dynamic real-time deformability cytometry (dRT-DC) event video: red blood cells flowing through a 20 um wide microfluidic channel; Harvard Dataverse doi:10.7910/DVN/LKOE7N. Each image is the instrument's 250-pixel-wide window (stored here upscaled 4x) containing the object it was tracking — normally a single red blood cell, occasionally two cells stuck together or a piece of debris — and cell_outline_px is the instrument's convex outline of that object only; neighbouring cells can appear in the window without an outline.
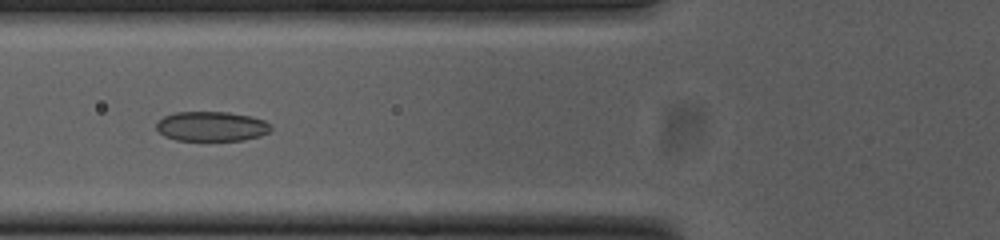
{"species": "common noctule bat (a hibernating species)", "species_latin": "Nyctalus noctula", "temperature_condition": "cold", "stored_images_in_passage": 52, "camera_frame_rate_fps": 3000, "um_per_image_px": 0.085, "animal": {"sex": "female", "body_mass_g": 23.0, "forearm_length_mm": 53.4}, "frame": {"image": 1, "passage_image": 19, "time_ms": 6.0, "image_size_px": [1000, 240], "cell_outline_px": [[272, 128], [268, 132], [260, 136], [244, 140], [176, 140], [164, 136], [156, 128], [156, 124], [164, 116], [176, 112], [228, 112], [252, 116], [264, 120], [272, 124]], "centroid_in_image_um": [18.01, 10.74], "position_along_channel_um": 107.8, "area_um2": 19.88}}
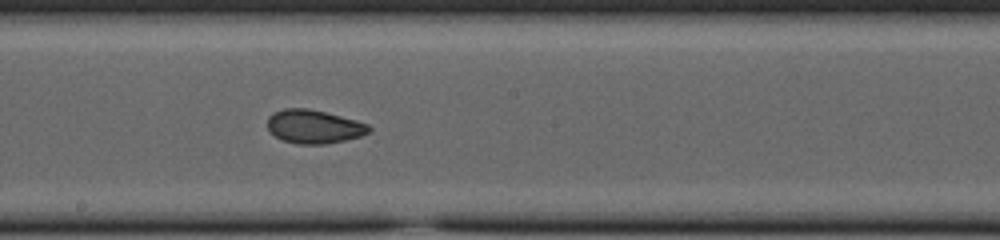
{"frame": {"image": 2, "passage_image": 28, "time_ms": 9.0, "image_size_px": [1000, 240], "cell_outline_px": [[372, 132], [360, 136], [344, 140], [324, 144], [300, 144], [280, 140], [268, 128], [268, 116], [272, 112], [284, 108], [308, 108], [356, 120], [368, 124], [372, 128]], "centroid_in_image_um": [26.69, 10.76], "position_along_channel_um": 221.5, "area_um2": 19.88}}
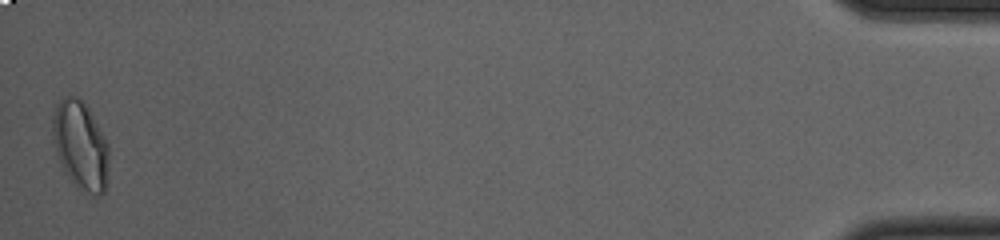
{"frame": {"image": 3, "passage_image": 52, "time_ms": 17.0, "image_size_px": [1000, 240], "cell_outline_px": [[108, 160], [104, 192], [96, 196], [92, 196], [76, 188], [68, 176], [56, 152], [52, 140], [52, 116], [56, 104], [60, 100], [68, 96], [76, 96], [88, 108], [108, 144]], "centroid_in_image_um": [6.82, 12.37], "position_along_channel_um": 428.4, "area_um2": 28.73}, "authors_computed_cell_mechanics": {"area_um2": 20.5479, "velocity_mm_per_s": 3.7938, "shape_relaxation_time_tau1_ms": 5.2795, "shape_relaxation_time_tau2_ms": 1.6852, "deformation_change_tau1": 0.1385, "deformation_change_tau2": 0.0639}}